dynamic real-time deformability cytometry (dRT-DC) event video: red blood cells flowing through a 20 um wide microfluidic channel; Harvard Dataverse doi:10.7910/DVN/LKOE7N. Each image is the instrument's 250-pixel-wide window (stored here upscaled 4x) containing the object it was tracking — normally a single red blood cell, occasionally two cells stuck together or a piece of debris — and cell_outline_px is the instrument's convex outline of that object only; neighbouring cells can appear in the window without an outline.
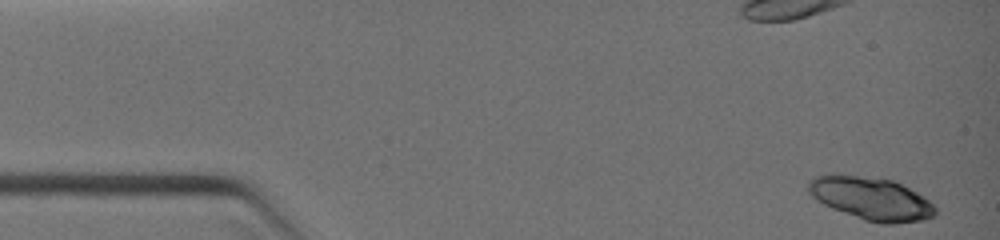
{"species": "common noctule bat (a hibernating species)", "species_latin": "Nyctalus noctula", "temperature_condition": "warm", "stored_images_in_passage": 8, "camera_frame_rate_fps": 3000, "um_per_image_px": 0.085, "animal": {"sex": "female", "body_mass_g": 19.0, "forearm_length_mm": 51.5}, "frame": {"image": 1, "passage_image": 1, "time_ms": 0.0, "image_size_px": [1000, 240], "cell_outline_px": [[936, 212], [932, 216], [920, 220], [896, 224], [880, 224], [864, 220], [832, 208], [824, 204], [812, 196], [808, 192], [808, 180], [816, 176], [828, 172], [832, 172], [892, 180], [924, 196], [936, 208]], "centroid_in_image_um": [73.99, 16.86], "position_along_channel_um": 11.0, "area_um2": 31.85}}